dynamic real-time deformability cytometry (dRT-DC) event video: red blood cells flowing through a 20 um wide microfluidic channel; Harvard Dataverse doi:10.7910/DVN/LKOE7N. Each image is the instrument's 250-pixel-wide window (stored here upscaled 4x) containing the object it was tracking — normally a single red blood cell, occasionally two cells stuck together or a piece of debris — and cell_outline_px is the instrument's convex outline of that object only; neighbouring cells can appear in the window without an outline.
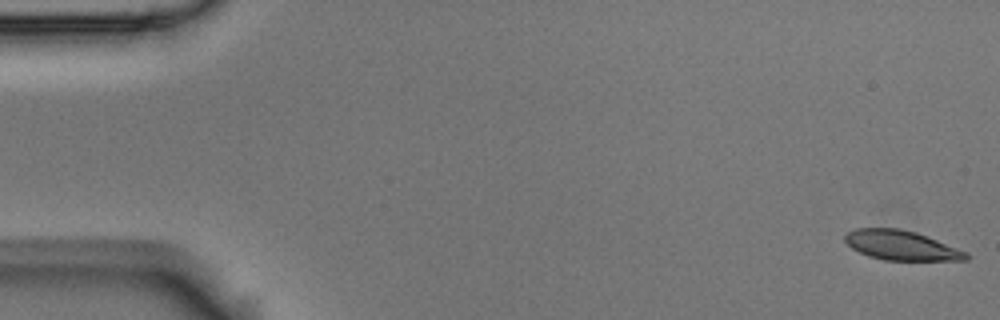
{"species": "Egyptian fruit bat (a non-hibernating species)", "species_latin": "Rousettus aegyptiacus", "temperature_condition": "room temperature", "stored_images_in_passage": 56, "camera_frame_rate_fps": 3000, "um_per_image_px": 0.085, "animal": {"sex": "male"}, "frame": {"image": 1, "passage_image": 1, "time_ms": 0.0, "image_size_px": [1000, 320], "cell_outline_px": [[968, 260], [884, 260], [868, 256], [852, 248], [844, 240], [844, 236], [848, 232], [856, 228], [900, 228], [916, 232], [928, 236], [968, 252]], "centroid_in_image_um": [76.61, 20.85], "position_along_channel_um": 8.4, "area_um2": 20.92}}
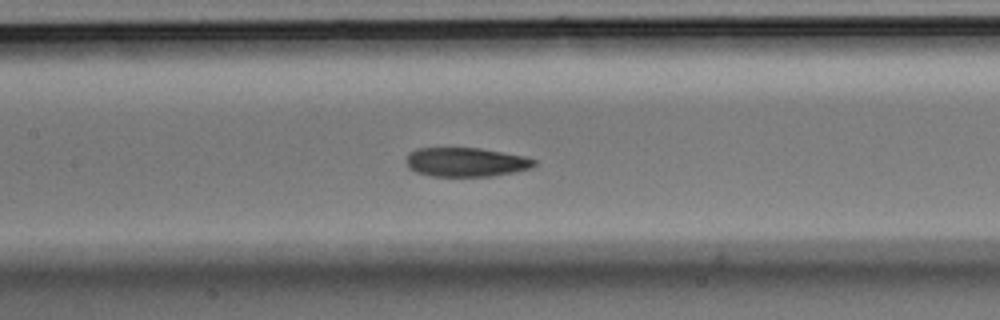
{"frame": {"image": 2, "passage_image": 26, "time_ms": 8.333, "image_size_px": [1000, 320], "cell_outline_px": [[536, 164], [532, 168], [516, 172], [492, 176], [432, 176], [416, 172], [408, 168], [404, 160], [408, 152], [416, 148], [480, 148], [524, 156], [536, 160]], "centroid_in_image_um": [39.58, 13.78], "position_along_channel_um": 167.8, "area_um2": 21.96}}
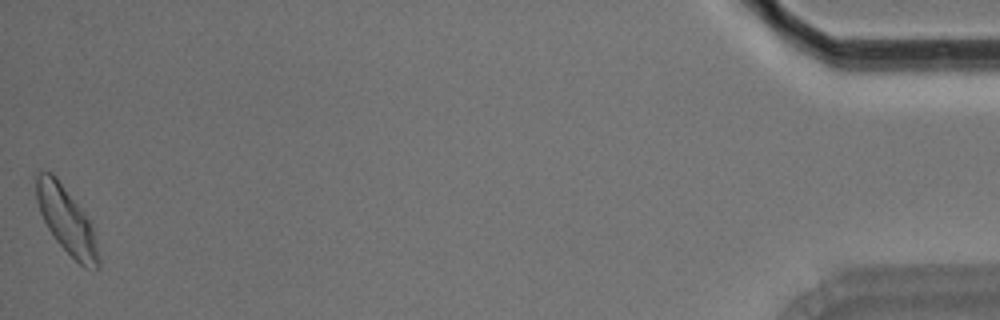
{"frame": {"image": 3, "passage_image": 56, "time_ms": 18.333, "image_size_px": [1000, 320], "cell_outline_px": [[100, 268], [84, 268], [56, 240], [48, 228], [40, 212], [36, 200], [32, 176], [40, 172], [52, 172], [56, 176], [80, 208], [88, 220], [92, 228], [100, 260]], "centroid_in_image_um": [5.6, 18.68], "position_along_channel_um": 429.6, "area_um2": 23.76}, "authors_computed_cell_mechanics": {"area_um2": 22.4553, "velocity_mm_per_s": 3.5733, "shape_relaxation_time_tau1_ms": 4.3319, "shape_relaxation_time_tau2_ms": 2.6959, "deformation_change_tau1": 0.1361, "deformation_change_tau2": 0.082}}